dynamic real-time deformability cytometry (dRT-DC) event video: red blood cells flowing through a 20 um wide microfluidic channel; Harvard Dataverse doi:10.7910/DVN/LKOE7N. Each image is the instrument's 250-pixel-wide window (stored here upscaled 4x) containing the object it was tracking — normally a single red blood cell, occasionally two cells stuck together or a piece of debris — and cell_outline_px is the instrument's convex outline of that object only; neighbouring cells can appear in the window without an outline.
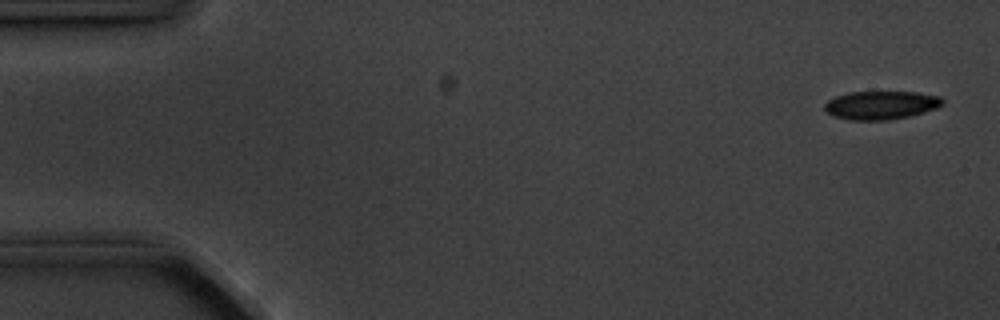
{"species": "common noctule bat (a hibernating species)", "species_latin": "Nyctalus noctula", "temperature_condition": "cold", "stored_images_in_passage": 3, "camera_frame_rate_fps": 3000, "um_per_image_px": 0.085, "animal": {"sex": "male", "body_mass_g": 20.1, "forearm_length_mm": 53.5}, "frame": {"image": 1, "passage_image": 1, "time_ms": 0.0, "image_size_px": [1000, 320], "cell_outline_px": [[944, 104], [936, 108], [924, 112], [908, 116], [888, 120], [848, 120], [832, 116], [824, 108], [824, 104], [828, 100], [836, 96], [848, 92], [916, 92], [940, 96], [944, 100]], "centroid_in_image_um": [74.88, 8.94], "position_along_channel_um": 10.1, "area_um2": 19.59}}